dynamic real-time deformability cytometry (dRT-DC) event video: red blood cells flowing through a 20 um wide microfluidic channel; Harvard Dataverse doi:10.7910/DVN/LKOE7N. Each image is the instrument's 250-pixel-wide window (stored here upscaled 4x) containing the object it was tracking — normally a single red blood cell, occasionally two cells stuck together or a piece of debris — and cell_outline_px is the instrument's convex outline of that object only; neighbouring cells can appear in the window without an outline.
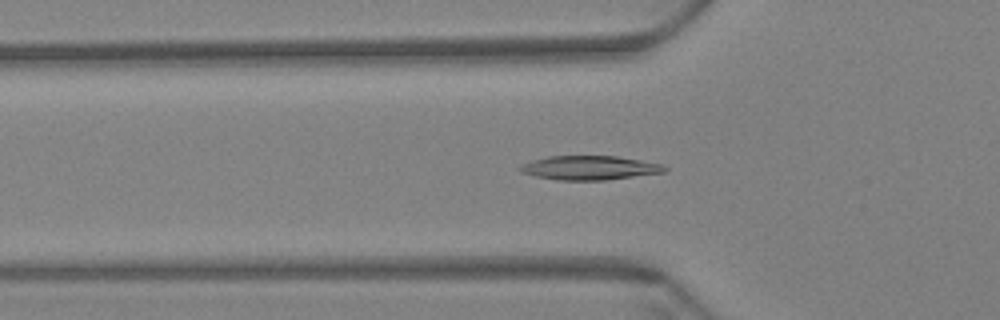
{"species": "Egyptian fruit bat (a non-hibernating species)", "species_latin": "Rousettus aegyptiacus", "temperature_condition": "warm", "stored_images_in_passage": 55, "camera_frame_rate_fps": 3000, "um_per_image_px": 0.085, "animal": {"sex": "female"}, "frame": {"image": 1, "passage_image": 16, "time_ms": 5.0, "image_size_px": [1000, 320], "cell_outline_px": [[668, 168], [664, 172], [604, 180], [556, 180], [536, 176], [520, 172], [516, 168], [520, 164], [532, 160], [548, 156], [616, 156], [664, 164]], "centroid_in_image_um": [50.06, 14.26], "position_along_channel_um": 75.7, "area_um2": 20.35}}
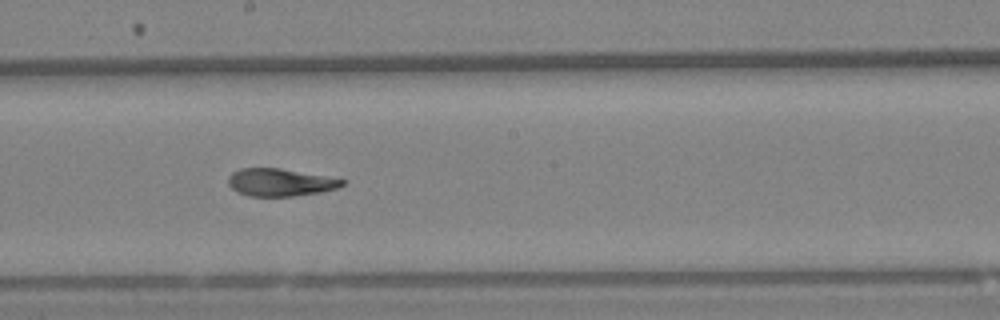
{"frame": {"image": 2, "passage_image": 29, "time_ms": 9.333, "image_size_px": [1000, 320], "cell_outline_px": [[348, 180], [340, 188], [320, 192], [292, 196], [248, 196], [236, 192], [228, 184], [228, 176], [232, 172], [240, 168], [280, 168]], "centroid_in_image_um": [23.81, 15.5], "position_along_channel_um": 224.4, "area_um2": 18.44}}
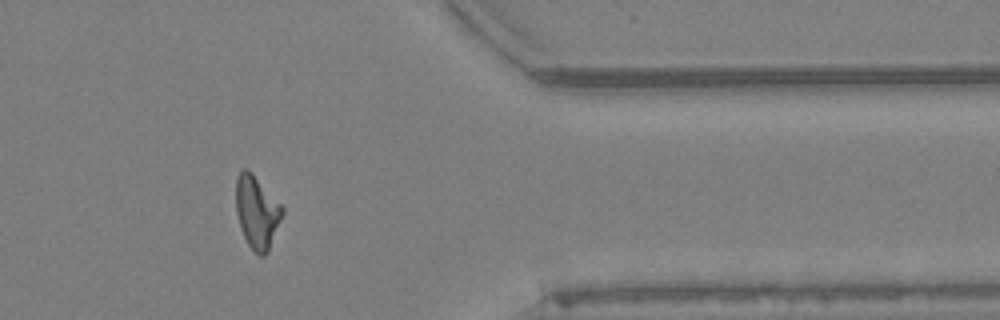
{"frame": {"image": 3, "passage_image": 45, "time_ms": 14.667, "image_size_px": [1000, 320], "cell_outline_px": [[284, 212], [268, 252], [264, 256], [260, 256], [248, 244], [240, 228], [236, 212], [236, 176], [244, 168], [248, 168], [252, 172], [284, 208]], "centroid_in_image_um": [21.83, 18.01], "position_along_channel_um": 389.6, "area_um2": 19.59}, "authors_computed_cell_mechanics": {"area_um2": 19.4208, "velocity_mm_per_s": 3.4316, "shape_relaxation_time_tau1_ms": 9.7555, "shape_relaxation_time_tau2_ms": 2.9089, "deformation_change_tau1": 0.2769, "deformation_change_tau2": 0.0999}}